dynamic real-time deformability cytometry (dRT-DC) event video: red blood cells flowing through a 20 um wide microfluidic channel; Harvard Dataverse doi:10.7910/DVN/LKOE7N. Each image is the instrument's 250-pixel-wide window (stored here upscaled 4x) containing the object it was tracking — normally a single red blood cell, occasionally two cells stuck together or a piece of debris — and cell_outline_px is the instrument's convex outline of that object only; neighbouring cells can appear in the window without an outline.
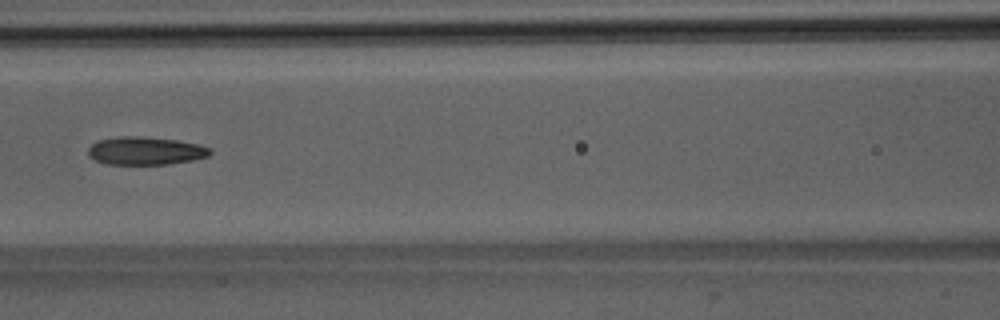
{"species": "Egyptian fruit bat (a non-hibernating species)", "species_latin": "Rousettus aegyptiacus", "temperature_condition": "room temperature", "stored_images_in_passage": 7, "camera_frame_rate_fps": 3000, "um_per_image_px": 0.085, "animal": {"sex": "male"}, "frame": {"image": 1, "passage_image": 5, "time_ms": 5.667, "image_size_px": [1000, 320], "cell_outline_px": [[212, 152], [208, 156], [192, 160], [168, 164], [104, 164], [88, 156], [88, 148], [96, 140], [120, 136], [140, 136], [180, 140], [200, 144], [212, 148]], "centroid_in_image_um": [12.37, 12.81], "position_along_channel_um": 154.2, "area_um2": 20.17}}